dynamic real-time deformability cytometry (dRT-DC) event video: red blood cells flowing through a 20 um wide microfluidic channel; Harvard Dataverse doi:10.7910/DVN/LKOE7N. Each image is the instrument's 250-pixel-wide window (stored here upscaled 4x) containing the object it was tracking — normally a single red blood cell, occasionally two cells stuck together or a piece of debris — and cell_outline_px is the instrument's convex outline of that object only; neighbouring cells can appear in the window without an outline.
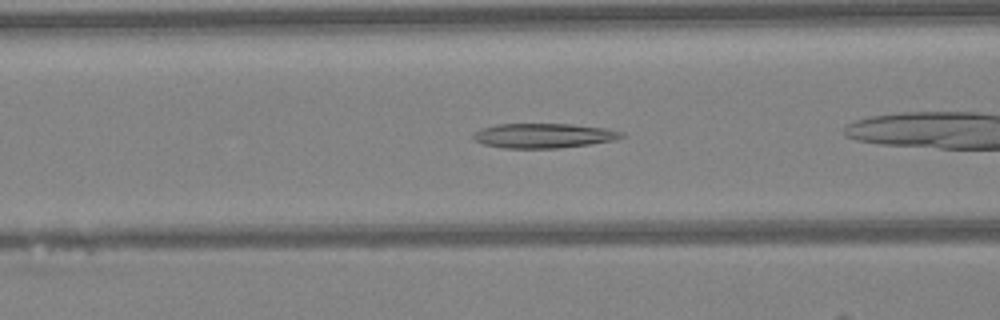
{"species": "Egyptian fruit bat (a non-hibernating species)", "species_latin": "Rousettus aegyptiacus", "temperature_condition": "warm", "stored_images_in_passage": 23, "camera_frame_rate_fps": 3000, "um_per_image_px": 0.085, "animal": {"sex": "female"}, "frame": {"image": 1, "passage_image": 4, "time_ms": 1.0, "image_size_px": [1000, 320], "cell_outline_px": [[624, 136], [612, 140], [588, 144], [556, 148], [504, 148], [484, 144], [476, 140], [472, 136], [480, 128], [496, 124], [568, 124], [604, 128], [624, 132]], "centroid_in_image_um": [46.17, 11.52], "position_along_channel_um": 120.4, "area_um2": 20.98}}
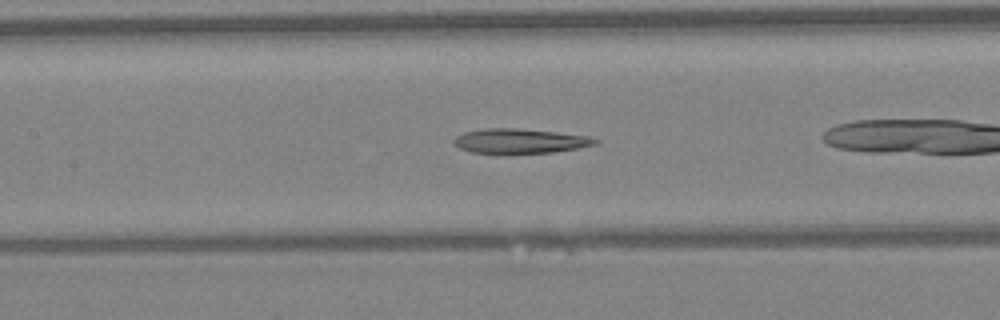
{"frame": {"image": 2, "passage_image": 7, "time_ms": 2.0, "image_size_px": [1000, 320], "cell_outline_px": [[600, 140], [596, 144], [580, 148], [552, 152], [504, 156], [472, 152], [460, 148], [452, 144], [452, 140], [456, 136], [464, 132], [484, 128], [516, 128], [556, 132], [588, 136]], "centroid_in_image_um": [44.14, 12.02], "position_along_channel_um": 163.3, "area_um2": 21.15}}
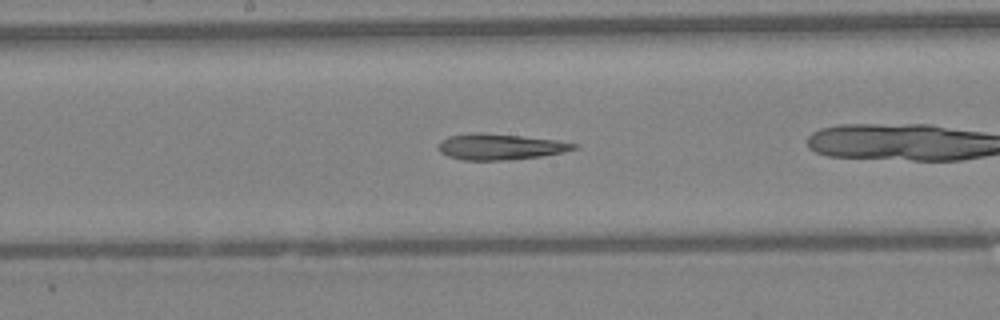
{"frame": {"image": 3, "passage_image": 10, "time_ms": 3.0, "image_size_px": [1000, 320], "cell_outline_px": [[576, 148], [560, 152], [540, 156], [500, 160], [460, 160], [448, 156], [440, 152], [436, 148], [436, 144], [440, 140], [448, 136], [472, 132], [480, 132], [520, 136], [556, 140], [576, 144]], "centroid_in_image_um": [42.36, 12.46], "position_along_channel_um": 205.8, "area_um2": 20.35}}